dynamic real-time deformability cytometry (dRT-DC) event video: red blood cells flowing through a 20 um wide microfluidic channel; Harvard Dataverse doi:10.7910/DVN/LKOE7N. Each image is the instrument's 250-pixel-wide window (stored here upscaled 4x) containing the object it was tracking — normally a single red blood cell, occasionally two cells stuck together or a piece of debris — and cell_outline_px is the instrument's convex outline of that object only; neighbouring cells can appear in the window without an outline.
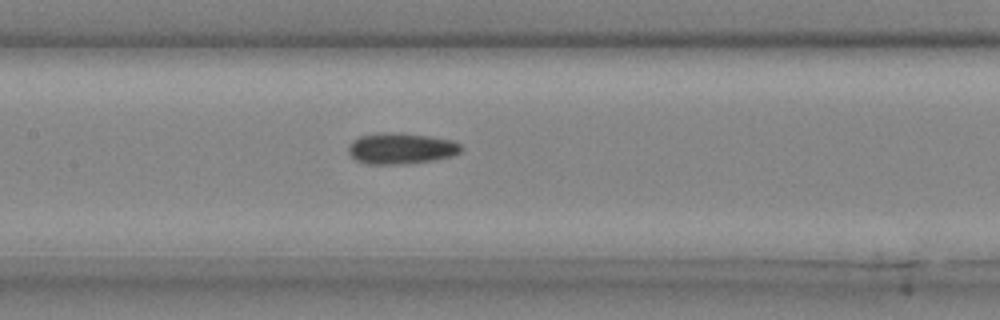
{"species": "common noctule bat (a hibernating species)", "species_latin": "Nyctalus noctula", "temperature_condition": "cold", "stored_images_in_passage": 7, "camera_frame_rate_fps": 3000, "um_per_image_px": 0.085, "animal": {"sex": "male", "body_mass_g": 20.4}, "frame": {"image": 1, "passage_image": 6, "time_ms": 1.667, "image_size_px": [1000, 320], "cell_outline_px": [[464, 148], [460, 152], [452, 156], [432, 160], [408, 164], [368, 164], [356, 160], [348, 152], [348, 144], [352, 140], [360, 136], [380, 132], [392, 132], [428, 136], [452, 140], [460, 144]], "centroid_in_image_um": [34.07, 12.62], "position_along_channel_um": 173.3, "area_um2": 20.52}}